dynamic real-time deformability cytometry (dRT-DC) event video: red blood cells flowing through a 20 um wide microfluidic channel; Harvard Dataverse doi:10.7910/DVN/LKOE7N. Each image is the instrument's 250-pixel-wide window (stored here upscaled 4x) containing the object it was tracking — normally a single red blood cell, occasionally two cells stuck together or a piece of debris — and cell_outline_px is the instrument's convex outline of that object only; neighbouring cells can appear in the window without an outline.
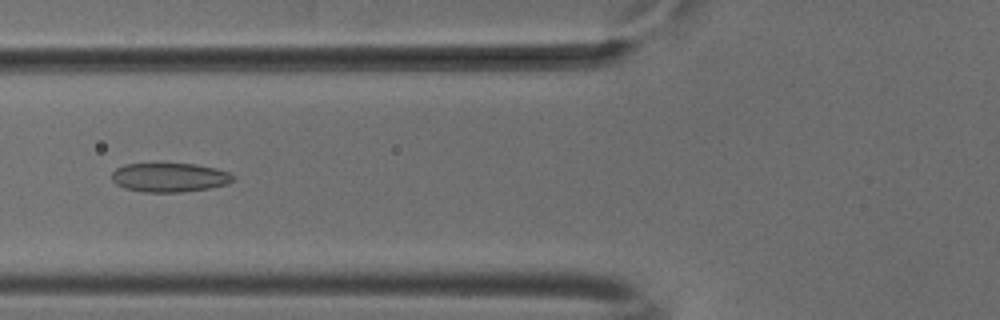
{"species": "common noctule bat (a hibernating species)", "species_latin": "Nyctalus noctula", "temperature_condition": "cold", "stored_images_in_passage": 45, "camera_frame_rate_fps": 3000, "um_per_image_px": 0.085, "animal": {"sex": "male", "body_mass_g": 18.8}, "frame": {"image": 1, "passage_image": 13, "time_ms": 4.0, "image_size_px": [1000, 320], "cell_outline_px": [[236, 180], [228, 184], [208, 188], [180, 192], [144, 192], [124, 188], [116, 184], [112, 180], [112, 172], [116, 168], [124, 164], [196, 164], [216, 168], [228, 172], [236, 176]], "centroid_in_image_um": [14.43, 15.08], "position_along_channel_um": 111.4, "area_um2": 20.63}}
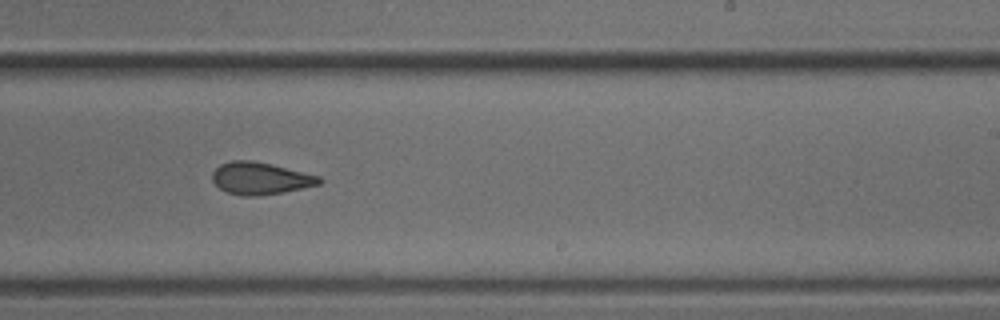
{"frame": {"image": 2, "passage_image": 25, "time_ms": 8.0, "image_size_px": [1000, 320], "cell_outline_px": [[324, 180], [320, 184], [284, 192], [256, 196], [240, 196], [228, 192], [220, 188], [212, 180], [212, 172], [220, 164], [232, 160], [252, 160], [320, 176]], "centroid_in_image_um": [22.12, 15.16], "position_along_channel_um": 266.9, "area_um2": 19.94}}
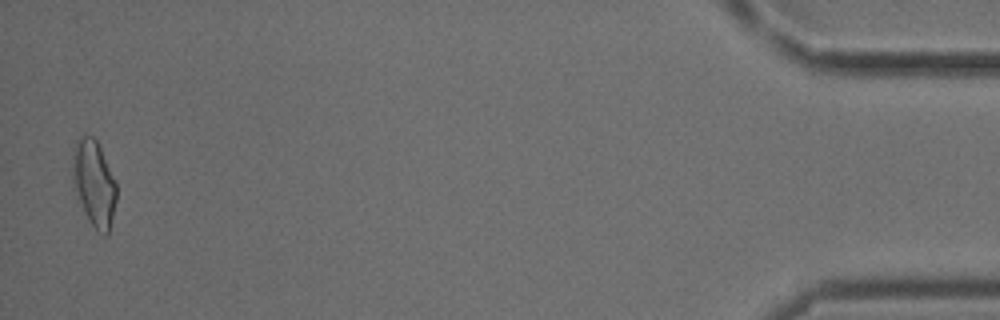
{"frame": {"image": 3, "passage_image": 44, "time_ms": 14.333, "image_size_px": [1000, 320], "cell_outline_px": [[116, 200], [108, 236], [104, 236], [96, 232], [80, 200], [72, 180], [72, 156], [80, 136], [84, 132], [92, 136], [96, 140], [116, 180]], "centroid_in_image_um": [8.01, 15.57], "position_along_channel_um": 427.2, "area_um2": 21.73}, "authors_computed_cell_mechanics": {"area_um2": 20.6346, "velocity_mm_per_s": 3.8745, "shape_relaxation_time_tau1_ms": 8.946, "shape_relaxation_time_tau2_ms": 3.0977, "deformation_change_tau1": 0.1675, "deformation_change_tau2": 0.0958}}